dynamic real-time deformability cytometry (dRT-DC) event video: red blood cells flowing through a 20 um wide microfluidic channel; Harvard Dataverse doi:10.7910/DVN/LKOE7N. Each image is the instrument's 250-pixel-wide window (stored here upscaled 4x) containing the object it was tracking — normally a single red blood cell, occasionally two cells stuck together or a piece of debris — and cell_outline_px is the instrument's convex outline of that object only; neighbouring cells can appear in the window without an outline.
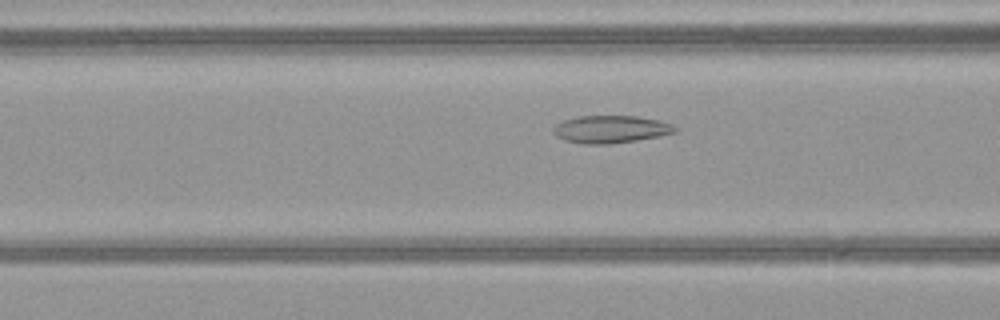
{"species": "common noctule bat (a hibernating species)", "species_latin": "Nyctalus noctula", "temperature_condition": "warm", "stored_images_in_passage": 50, "camera_frame_rate_fps": 3000, "um_per_image_px": 0.085, "animal": {"sex": "female", "body_mass_g": 21.9}, "frame": {"image": 1, "passage_image": 20, "time_ms": 6.333, "image_size_px": [1000, 320], "cell_outline_px": [[680, 128], [676, 132], [660, 136], [636, 140], [608, 144], [584, 144], [564, 140], [556, 136], [552, 132], [552, 128], [556, 124], [564, 120], [580, 116], [636, 116], [656, 120], [672, 124]], "centroid_in_image_um": [51.91, 10.99], "position_along_channel_um": 114.7, "area_um2": 19.54}}
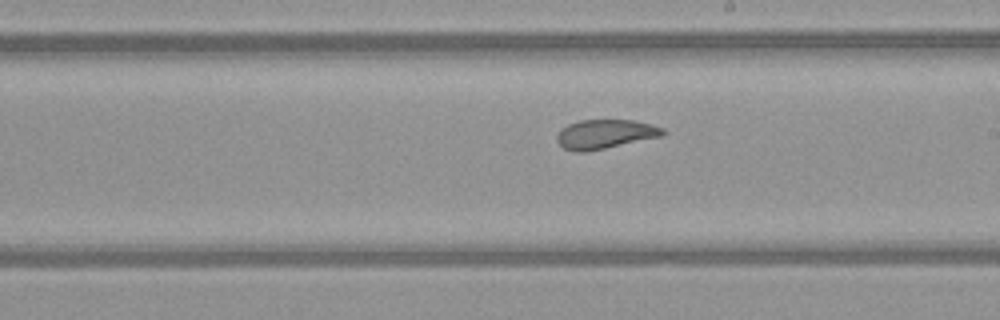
{"frame": {"image": 2, "passage_image": 29, "time_ms": 9.333, "image_size_px": [1000, 320], "cell_outline_px": [[664, 136], [584, 152], [576, 152], [564, 148], [556, 140], [556, 136], [560, 128], [568, 124], [580, 120], [632, 120], [652, 124], [664, 128]], "centroid_in_image_um": [51.42, 11.39], "position_along_channel_um": 237.6, "area_um2": 18.03}}
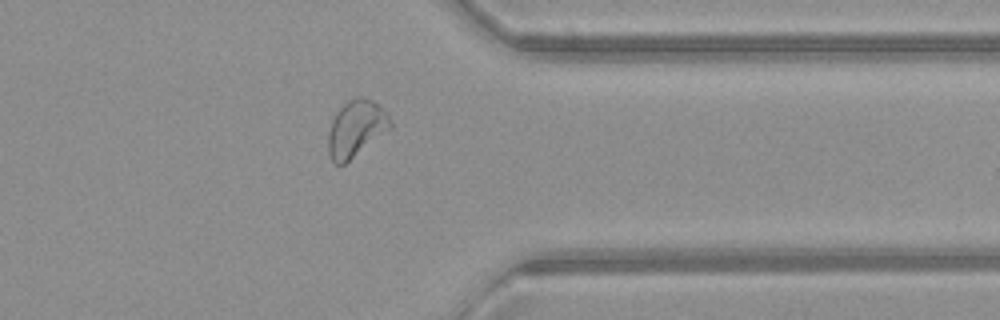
{"frame": {"image": 3, "passage_image": 40, "time_ms": 13.0, "image_size_px": [1000, 320], "cell_outline_px": [[392, 128], [344, 164], [332, 164], [328, 152], [328, 132], [332, 120], [336, 112], [348, 100], [356, 96], [364, 96], [372, 100], [388, 116], [392, 124]], "centroid_in_image_um": [30.23, 10.94], "position_along_channel_um": 381.2, "area_um2": 20.4}, "authors_computed_cell_mechanics": {"area_um2": 21.6461, "velocity_mm_per_s": 4.0851, "shape_relaxation_time_tau1_ms": 4.4761, "shape_relaxation_time_tau2_ms": 1.1545, "deformation_change_tau1": 0.1198, "deformation_change_tau2": 0.0649}}